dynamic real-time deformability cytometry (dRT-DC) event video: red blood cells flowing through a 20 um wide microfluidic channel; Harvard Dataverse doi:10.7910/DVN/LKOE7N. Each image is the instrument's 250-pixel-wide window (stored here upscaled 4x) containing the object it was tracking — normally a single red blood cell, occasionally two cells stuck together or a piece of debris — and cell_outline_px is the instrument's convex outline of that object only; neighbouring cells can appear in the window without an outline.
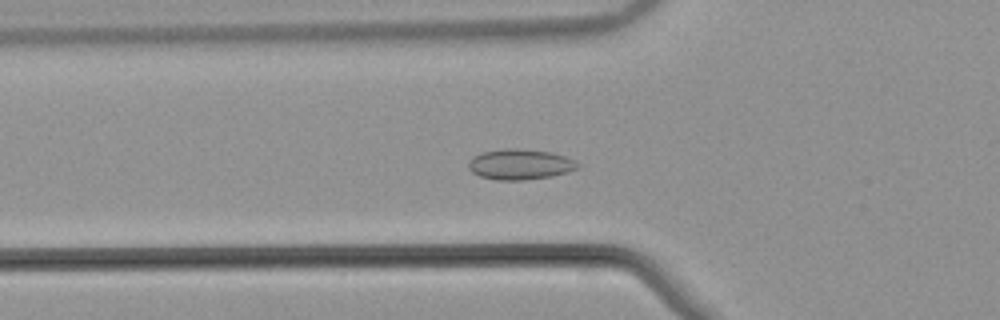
{"species": "common noctule bat (a hibernating species)", "species_latin": "Nyctalus noctula", "temperature_condition": "warm", "stored_images_in_passage": 55, "camera_frame_rate_fps": 3000, "um_per_image_px": 0.085, "animal": {"sex": "male", "body_mass_g": 21.5, "forearm_length_mm": 52.0}, "frame": {"image": 1, "passage_image": 20, "time_ms": 6.333, "image_size_px": [1000, 320], "cell_outline_px": [[580, 164], [576, 168], [568, 172], [552, 176], [524, 180], [496, 180], [480, 176], [472, 172], [468, 168], [468, 160], [472, 156], [484, 152], [504, 148], [516, 148], [548, 152], [564, 156]], "centroid_in_image_um": [44.15, 13.97], "position_along_channel_um": 81.7, "area_um2": 19.31}}
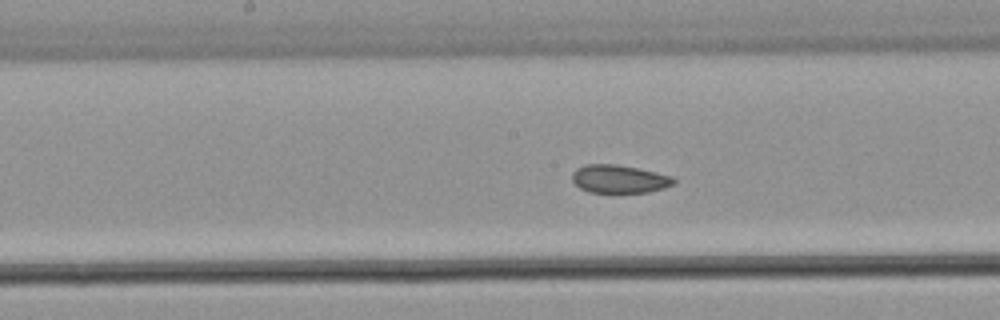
{"frame": {"image": 2, "passage_image": 29, "time_ms": 9.333, "image_size_px": [1000, 320], "cell_outline_px": [[676, 180], [672, 184], [664, 188], [648, 192], [588, 192], [580, 188], [572, 180], [572, 172], [576, 168], [584, 164], [616, 164], [656, 172], [672, 176]], "centroid_in_image_um": [52.6, 15.2], "position_along_channel_um": 195.6, "area_um2": 16.59}}
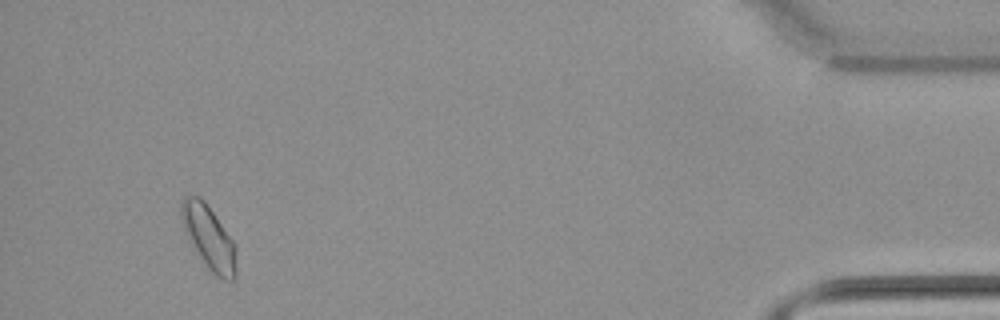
{"frame": {"image": 3, "passage_image": 52, "time_ms": 17.0, "image_size_px": [1000, 320], "cell_outline_px": [[236, 276], [232, 280], [224, 280], [216, 276], [208, 268], [188, 240], [180, 216], [180, 204], [184, 196], [200, 196], [204, 200], [236, 244]], "centroid_in_image_um": [17.75, 20.18], "position_along_channel_um": 417.4, "area_um2": 20.4}, "authors_computed_cell_mechanics": {"area_um2": 18.1492, "velocity_mm_per_s": 3.7999, "shape_relaxation_time_tau1_ms": null, "shape_relaxation_time_tau2_ms": 1.5369, "deformation_change_tau1": null, "deformation_change_tau2": 0.0503}}